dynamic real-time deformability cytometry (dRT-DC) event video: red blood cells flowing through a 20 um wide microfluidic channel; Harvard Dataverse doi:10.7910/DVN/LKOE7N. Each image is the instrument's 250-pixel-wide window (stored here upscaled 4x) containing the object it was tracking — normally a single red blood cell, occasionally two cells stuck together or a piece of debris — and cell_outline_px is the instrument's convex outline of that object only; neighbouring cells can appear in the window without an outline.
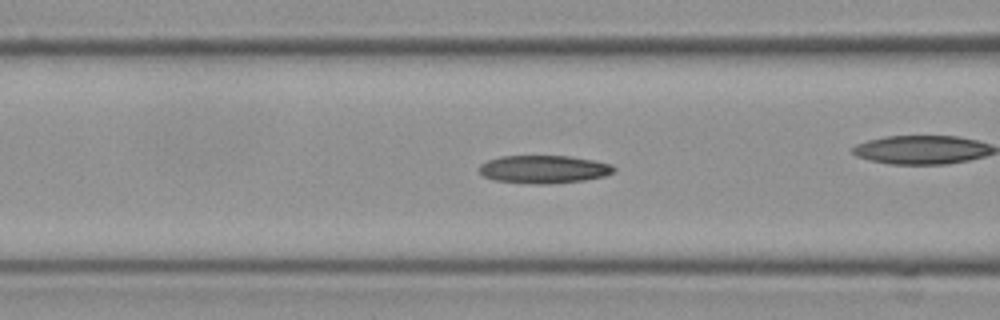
{"species": "Egyptian fruit bat (a non-hibernating species)", "species_latin": "Rousettus aegyptiacus", "temperature_condition": "cold", "stored_images_in_passage": 52, "camera_frame_rate_fps": 3000, "um_per_image_px": 0.085, "frame": {"image": 1, "passage_image": 18, "time_ms": 5.667, "image_size_px": [1000, 320], "cell_outline_px": [[616, 172], [604, 176], [584, 180], [548, 184], [528, 184], [496, 180], [484, 176], [480, 172], [480, 164], [488, 160], [500, 156], [568, 156], [592, 160], [608, 164], [616, 168]], "centroid_in_image_um": [46.22, 14.39], "position_along_channel_um": 120.4, "area_um2": 21.85}}
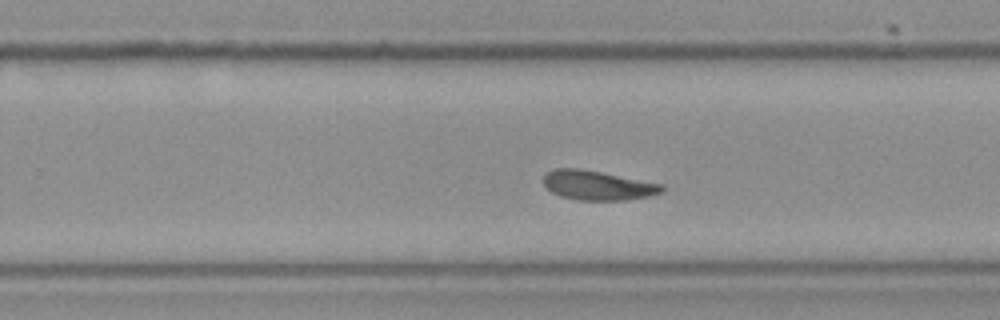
{"frame": {"image": 2, "passage_image": 31, "time_ms": 10.0, "image_size_px": [1000, 320], "cell_outline_px": [[664, 192], [652, 196], [624, 200], [576, 200], [560, 196], [552, 192], [544, 184], [544, 172], [552, 168], [580, 168], [664, 184]], "centroid_in_image_um": [50.81, 15.75], "position_along_channel_um": 279.0, "area_um2": 20.58}}
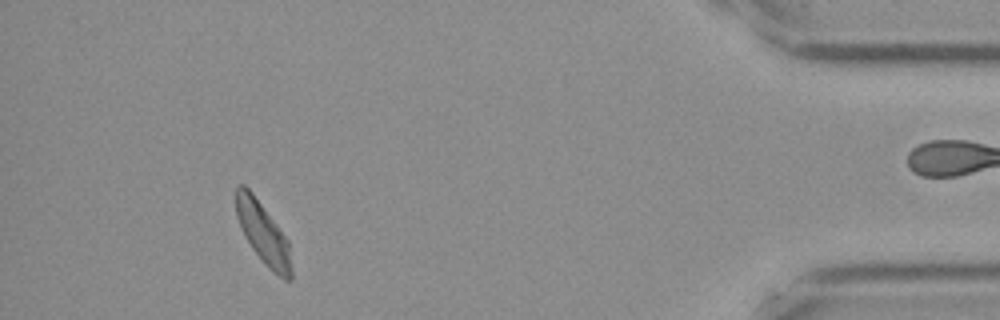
{"frame": {"image": 3, "passage_image": 47, "time_ms": 15.333, "image_size_px": [1000, 320], "cell_outline_px": [[292, 280], [284, 280], [268, 268], [264, 264], [252, 248], [244, 236], [240, 228], [236, 216], [236, 188], [240, 184], [244, 184], [252, 192], [288, 240], [292, 268]], "centroid_in_image_um": [22.36, 19.85], "position_along_channel_um": 412.8, "area_um2": 19.77}, "authors_computed_cell_mechanics": {"area_um2": 20.6924, "velocity_mm_per_s": 3.5602, "shape_relaxation_time_tau1_ms": null, "shape_relaxation_time_tau2_ms": 2.8155, "deformation_change_tau1": null, "deformation_change_tau2": 0.0907}}